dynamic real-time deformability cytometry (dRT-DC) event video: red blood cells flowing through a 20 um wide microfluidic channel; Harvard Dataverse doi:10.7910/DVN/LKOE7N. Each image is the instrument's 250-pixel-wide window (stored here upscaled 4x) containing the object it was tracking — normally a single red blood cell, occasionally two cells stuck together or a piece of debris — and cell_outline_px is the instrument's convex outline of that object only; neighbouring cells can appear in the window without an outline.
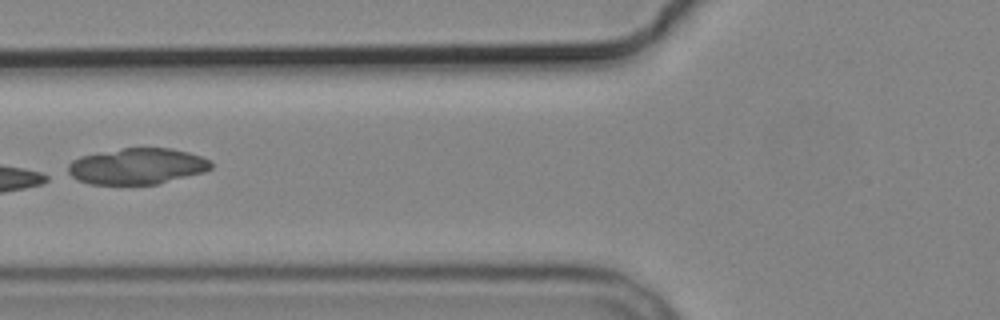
{"species": "common noctule bat (a hibernating species)", "species_latin": "Nyctalus noctula", "temperature_condition": "cold", "stored_images_in_passage": 7, "camera_frame_rate_fps": 3000, "um_per_image_px": 0.085, "animal": {"sex": "male", "body_mass_g": 19.2, "forearm_length_mm": 51.8}, "frame": {"image": 1, "passage_image": 7, "time_ms": 7.0, "image_size_px": [1000, 320], "cell_outline_px": [[212, 168], [204, 172], [156, 184], [88, 184], [76, 180], [68, 172], [68, 164], [72, 160], [80, 156], [124, 148], [172, 148], [188, 152], [200, 156], [208, 160], [212, 164]], "centroid_in_image_um": [11.63, 14.13], "position_along_channel_um": 114.2, "area_um2": 29.94}}